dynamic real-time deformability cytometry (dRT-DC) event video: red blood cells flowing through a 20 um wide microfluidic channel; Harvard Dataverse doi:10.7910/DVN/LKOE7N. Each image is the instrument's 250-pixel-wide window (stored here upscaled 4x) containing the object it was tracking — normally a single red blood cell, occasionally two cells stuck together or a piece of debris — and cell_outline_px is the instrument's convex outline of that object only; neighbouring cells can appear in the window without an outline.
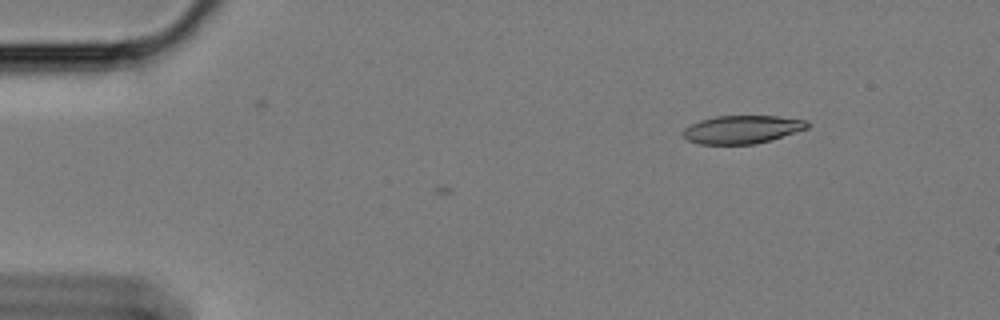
{"species": "Egyptian fruit bat (a non-hibernating species)", "species_latin": "Rousettus aegyptiacus", "temperature_condition": "cold", "stored_images_in_passage": 2, "camera_frame_rate_fps": 3000, "um_per_image_px": 0.085, "animal": {"sex": "female"}, "frame": {"image": 1, "passage_image": 2, "time_ms": 0.333, "image_size_px": [1000, 320], "cell_outline_px": [[808, 128], [772, 140], [752, 144], [700, 144], [688, 140], [684, 136], [684, 128], [700, 120], [716, 116], [776, 116], [808, 120]], "centroid_in_image_um": [63.1, 11.0], "position_along_channel_um": 21.9, "area_um2": 20.23}}